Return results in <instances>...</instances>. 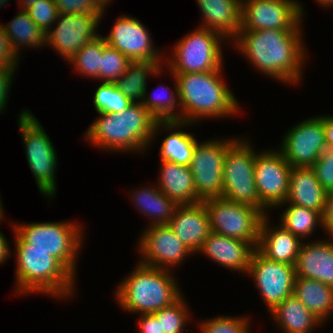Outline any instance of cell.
<instances>
[{
	"instance_id": "cell-28",
	"label": "cell",
	"mask_w": 333,
	"mask_h": 333,
	"mask_svg": "<svg viewBox=\"0 0 333 333\" xmlns=\"http://www.w3.org/2000/svg\"><path fill=\"white\" fill-rule=\"evenodd\" d=\"M131 201L140 213L148 217V226L166 225L171 220L177 204L168 198L157 185H144L131 189Z\"/></svg>"
},
{
	"instance_id": "cell-15",
	"label": "cell",
	"mask_w": 333,
	"mask_h": 333,
	"mask_svg": "<svg viewBox=\"0 0 333 333\" xmlns=\"http://www.w3.org/2000/svg\"><path fill=\"white\" fill-rule=\"evenodd\" d=\"M137 239L139 263L150 267L172 270L194 253L178 239L166 225L146 226Z\"/></svg>"
},
{
	"instance_id": "cell-37",
	"label": "cell",
	"mask_w": 333,
	"mask_h": 333,
	"mask_svg": "<svg viewBox=\"0 0 333 333\" xmlns=\"http://www.w3.org/2000/svg\"><path fill=\"white\" fill-rule=\"evenodd\" d=\"M248 316L219 315L206 320H199L197 327L200 333H250L251 320Z\"/></svg>"
},
{
	"instance_id": "cell-14",
	"label": "cell",
	"mask_w": 333,
	"mask_h": 333,
	"mask_svg": "<svg viewBox=\"0 0 333 333\" xmlns=\"http://www.w3.org/2000/svg\"><path fill=\"white\" fill-rule=\"evenodd\" d=\"M102 17L104 15L59 13L55 25L46 34V46L68 63L85 44L101 35L97 29Z\"/></svg>"
},
{
	"instance_id": "cell-6",
	"label": "cell",
	"mask_w": 333,
	"mask_h": 333,
	"mask_svg": "<svg viewBox=\"0 0 333 333\" xmlns=\"http://www.w3.org/2000/svg\"><path fill=\"white\" fill-rule=\"evenodd\" d=\"M20 223L15 221L10 223L15 249L47 251L76 277L78 257L86 240L84 233L86 229L80 222L62 220Z\"/></svg>"
},
{
	"instance_id": "cell-44",
	"label": "cell",
	"mask_w": 333,
	"mask_h": 333,
	"mask_svg": "<svg viewBox=\"0 0 333 333\" xmlns=\"http://www.w3.org/2000/svg\"><path fill=\"white\" fill-rule=\"evenodd\" d=\"M138 321L137 327L140 333H164L161 319H157L153 314L139 315Z\"/></svg>"
},
{
	"instance_id": "cell-25",
	"label": "cell",
	"mask_w": 333,
	"mask_h": 333,
	"mask_svg": "<svg viewBox=\"0 0 333 333\" xmlns=\"http://www.w3.org/2000/svg\"><path fill=\"white\" fill-rule=\"evenodd\" d=\"M157 187L177 205L194 204L202 200L197 196L189 166L160 161Z\"/></svg>"
},
{
	"instance_id": "cell-12",
	"label": "cell",
	"mask_w": 333,
	"mask_h": 333,
	"mask_svg": "<svg viewBox=\"0 0 333 333\" xmlns=\"http://www.w3.org/2000/svg\"><path fill=\"white\" fill-rule=\"evenodd\" d=\"M299 0H241V30H303Z\"/></svg>"
},
{
	"instance_id": "cell-17",
	"label": "cell",
	"mask_w": 333,
	"mask_h": 333,
	"mask_svg": "<svg viewBox=\"0 0 333 333\" xmlns=\"http://www.w3.org/2000/svg\"><path fill=\"white\" fill-rule=\"evenodd\" d=\"M291 169L278 149H262L256 153L255 183L260 201L268 210L273 211L286 201Z\"/></svg>"
},
{
	"instance_id": "cell-18",
	"label": "cell",
	"mask_w": 333,
	"mask_h": 333,
	"mask_svg": "<svg viewBox=\"0 0 333 333\" xmlns=\"http://www.w3.org/2000/svg\"><path fill=\"white\" fill-rule=\"evenodd\" d=\"M149 31L139 19L124 14L117 17L108 34L103 37L107 44L127 56L132 62L164 63L165 52L154 44Z\"/></svg>"
},
{
	"instance_id": "cell-43",
	"label": "cell",
	"mask_w": 333,
	"mask_h": 333,
	"mask_svg": "<svg viewBox=\"0 0 333 333\" xmlns=\"http://www.w3.org/2000/svg\"><path fill=\"white\" fill-rule=\"evenodd\" d=\"M17 68H7L0 70V115L5 113L9 101V92H11L13 80L15 81V72Z\"/></svg>"
},
{
	"instance_id": "cell-31",
	"label": "cell",
	"mask_w": 333,
	"mask_h": 333,
	"mask_svg": "<svg viewBox=\"0 0 333 333\" xmlns=\"http://www.w3.org/2000/svg\"><path fill=\"white\" fill-rule=\"evenodd\" d=\"M8 35L10 46L15 54L21 59V49L27 47L29 50L46 46V35L31 19L26 10L18 9L16 16L6 25L1 23Z\"/></svg>"
},
{
	"instance_id": "cell-33",
	"label": "cell",
	"mask_w": 333,
	"mask_h": 333,
	"mask_svg": "<svg viewBox=\"0 0 333 333\" xmlns=\"http://www.w3.org/2000/svg\"><path fill=\"white\" fill-rule=\"evenodd\" d=\"M282 207H284V211H281L279 215L280 223L278 224L299 237L302 241L313 238L312 235L316 232L318 226L323 229L322 215L318 211L292 203H283L276 207L275 210Z\"/></svg>"
},
{
	"instance_id": "cell-10",
	"label": "cell",
	"mask_w": 333,
	"mask_h": 333,
	"mask_svg": "<svg viewBox=\"0 0 333 333\" xmlns=\"http://www.w3.org/2000/svg\"><path fill=\"white\" fill-rule=\"evenodd\" d=\"M242 136L230 139L219 138L197 141L189 168L194 179L197 196L203 201L212 197H222L223 168L227 151Z\"/></svg>"
},
{
	"instance_id": "cell-46",
	"label": "cell",
	"mask_w": 333,
	"mask_h": 333,
	"mask_svg": "<svg viewBox=\"0 0 333 333\" xmlns=\"http://www.w3.org/2000/svg\"><path fill=\"white\" fill-rule=\"evenodd\" d=\"M322 121L325 129L327 147L333 149V115H322Z\"/></svg>"
},
{
	"instance_id": "cell-40",
	"label": "cell",
	"mask_w": 333,
	"mask_h": 333,
	"mask_svg": "<svg viewBox=\"0 0 333 333\" xmlns=\"http://www.w3.org/2000/svg\"><path fill=\"white\" fill-rule=\"evenodd\" d=\"M26 11L45 35L52 28L59 14L54 0H38Z\"/></svg>"
},
{
	"instance_id": "cell-2",
	"label": "cell",
	"mask_w": 333,
	"mask_h": 333,
	"mask_svg": "<svg viewBox=\"0 0 333 333\" xmlns=\"http://www.w3.org/2000/svg\"><path fill=\"white\" fill-rule=\"evenodd\" d=\"M98 116L83 135L89 145L99 147L109 154H144L151 149L154 127L158 120L142 103H132L117 113L101 112Z\"/></svg>"
},
{
	"instance_id": "cell-13",
	"label": "cell",
	"mask_w": 333,
	"mask_h": 333,
	"mask_svg": "<svg viewBox=\"0 0 333 333\" xmlns=\"http://www.w3.org/2000/svg\"><path fill=\"white\" fill-rule=\"evenodd\" d=\"M246 276L253 278L262 302L271 312L287 297L293 295L295 266L271 261L257 249L253 252Z\"/></svg>"
},
{
	"instance_id": "cell-35",
	"label": "cell",
	"mask_w": 333,
	"mask_h": 333,
	"mask_svg": "<svg viewBox=\"0 0 333 333\" xmlns=\"http://www.w3.org/2000/svg\"><path fill=\"white\" fill-rule=\"evenodd\" d=\"M191 306L187 304L184 294L169 307L154 312L157 319H161L162 332L184 333L186 325L191 319Z\"/></svg>"
},
{
	"instance_id": "cell-23",
	"label": "cell",
	"mask_w": 333,
	"mask_h": 333,
	"mask_svg": "<svg viewBox=\"0 0 333 333\" xmlns=\"http://www.w3.org/2000/svg\"><path fill=\"white\" fill-rule=\"evenodd\" d=\"M269 219L270 215H265L261 220L256 249L271 261L295 266L303 241L280 224L274 226Z\"/></svg>"
},
{
	"instance_id": "cell-29",
	"label": "cell",
	"mask_w": 333,
	"mask_h": 333,
	"mask_svg": "<svg viewBox=\"0 0 333 333\" xmlns=\"http://www.w3.org/2000/svg\"><path fill=\"white\" fill-rule=\"evenodd\" d=\"M295 295L324 324L333 313V287L320 281L296 277Z\"/></svg>"
},
{
	"instance_id": "cell-27",
	"label": "cell",
	"mask_w": 333,
	"mask_h": 333,
	"mask_svg": "<svg viewBox=\"0 0 333 333\" xmlns=\"http://www.w3.org/2000/svg\"><path fill=\"white\" fill-rule=\"evenodd\" d=\"M282 333H312L317 327H324L307 307L295 296L291 295L269 312Z\"/></svg>"
},
{
	"instance_id": "cell-38",
	"label": "cell",
	"mask_w": 333,
	"mask_h": 333,
	"mask_svg": "<svg viewBox=\"0 0 333 333\" xmlns=\"http://www.w3.org/2000/svg\"><path fill=\"white\" fill-rule=\"evenodd\" d=\"M131 62L127 56L106 43L102 49L98 81L114 83L124 74Z\"/></svg>"
},
{
	"instance_id": "cell-39",
	"label": "cell",
	"mask_w": 333,
	"mask_h": 333,
	"mask_svg": "<svg viewBox=\"0 0 333 333\" xmlns=\"http://www.w3.org/2000/svg\"><path fill=\"white\" fill-rule=\"evenodd\" d=\"M59 13L104 15L113 0H54Z\"/></svg>"
},
{
	"instance_id": "cell-1",
	"label": "cell",
	"mask_w": 333,
	"mask_h": 333,
	"mask_svg": "<svg viewBox=\"0 0 333 333\" xmlns=\"http://www.w3.org/2000/svg\"><path fill=\"white\" fill-rule=\"evenodd\" d=\"M303 30H240L231 42L246 61L283 84L298 86L304 76L308 55ZM307 49V50H306Z\"/></svg>"
},
{
	"instance_id": "cell-45",
	"label": "cell",
	"mask_w": 333,
	"mask_h": 333,
	"mask_svg": "<svg viewBox=\"0 0 333 333\" xmlns=\"http://www.w3.org/2000/svg\"><path fill=\"white\" fill-rule=\"evenodd\" d=\"M322 227L328 237H333V191H329L326 196L322 213Z\"/></svg>"
},
{
	"instance_id": "cell-42",
	"label": "cell",
	"mask_w": 333,
	"mask_h": 333,
	"mask_svg": "<svg viewBox=\"0 0 333 333\" xmlns=\"http://www.w3.org/2000/svg\"><path fill=\"white\" fill-rule=\"evenodd\" d=\"M21 60L12 50L8 35L0 23V70L18 68Z\"/></svg>"
},
{
	"instance_id": "cell-21",
	"label": "cell",
	"mask_w": 333,
	"mask_h": 333,
	"mask_svg": "<svg viewBox=\"0 0 333 333\" xmlns=\"http://www.w3.org/2000/svg\"><path fill=\"white\" fill-rule=\"evenodd\" d=\"M300 245L295 263L296 277H303L320 281L333 287V237Z\"/></svg>"
},
{
	"instance_id": "cell-5",
	"label": "cell",
	"mask_w": 333,
	"mask_h": 333,
	"mask_svg": "<svg viewBox=\"0 0 333 333\" xmlns=\"http://www.w3.org/2000/svg\"><path fill=\"white\" fill-rule=\"evenodd\" d=\"M15 295L37 294L62 300L76 295V278L57 258L40 249H14ZM17 293V294H16Z\"/></svg>"
},
{
	"instance_id": "cell-19",
	"label": "cell",
	"mask_w": 333,
	"mask_h": 333,
	"mask_svg": "<svg viewBox=\"0 0 333 333\" xmlns=\"http://www.w3.org/2000/svg\"><path fill=\"white\" fill-rule=\"evenodd\" d=\"M257 245L258 241H243L210 232L197 254L205 255L231 272L245 275Z\"/></svg>"
},
{
	"instance_id": "cell-47",
	"label": "cell",
	"mask_w": 333,
	"mask_h": 333,
	"mask_svg": "<svg viewBox=\"0 0 333 333\" xmlns=\"http://www.w3.org/2000/svg\"><path fill=\"white\" fill-rule=\"evenodd\" d=\"M8 239L6 236L0 231V265L5 264L9 260V256L13 255V251L10 248Z\"/></svg>"
},
{
	"instance_id": "cell-11",
	"label": "cell",
	"mask_w": 333,
	"mask_h": 333,
	"mask_svg": "<svg viewBox=\"0 0 333 333\" xmlns=\"http://www.w3.org/2000/svg\"><path fill=\"white\" fill-rule=\"evenodd\" d=\"M203 202L211 232L243 241L259 240L260 224L265 216L259 209L223 197H212Z\"/></svg>"
},
{
	"instance_id": "cell-7",
	"label": "cell",
	"mask_w": 333,
	"mask_h": 333,
	"mask_svg": "<svg viewBox=\"0 0 333 333\" xmlns=\"http://www.w3.org/2000/svg\"><path fill=\"white\" fill-rule=\"evenodd\" d=\"M20 111L18 129L22 137L27 164L35 179L40 194L49 200L57 195V152L43 125L31 110ZM51 198V199H50Z\"/></svg>"
},
{
	"instance_id": "cell-4",
	"label": "cell",
	"mask_w": 333,
	"mask_h": 333,
	"mask_svg": "<svg viewBox=\"0 0 333 333\" xmlns=\"http://www.w3.org/2000/svg\"><path fill=\"white\" fill-rule=\"evenodd\" d=\"M135 265L114 289V299L126 313L153 314L184 294L173 270L146 266L138 261Z\"/></svg>"
},
{
	"instance_id": "cell-32",
	"label": "cell",
	"mask_w": 333,
	"mask_h": 333,
	"mask_svg": "<svg viewBox=\"0 0 333 333\" xmlns=\"http://www.w3.org/2000/svg\"><path fill=\"white\" fill-rule=\"evenodd\" d=\"M174 83V91L168 85H159L158 88L151 94L148 93V87L145 90L142 100L143 106L158 120V121H180L181 122V106L178 93V84L175 75L169 72ZM179 109V111H178ZM178 112H177V111Z\"/></svg>"
},
{
	"instance_id": "cell-22",
	"label": "cell",
	"mask_w": 333,
	"mask_h": 333,
	"mask_svg": "<svg viewBox=\"0 0 333 333\" xmlns=\"http://www.w3.org/2000/svg\"><path fill=\"white\" fill-rule=\"evenodd\" d=\"M196 124L180 121H158L154 127L153 138L151 141V147L158 133L163 131L167 134L160 144V161L174 162L180 165L189 166L192 159L194 148L197 144L195 135L182 128L189 130V127H194Z\"/></svg>"
},
{
	"instance_id": "cell-36",
	"label": "cell",
	"mask_w": 333,
	"mask_h": 333,
	"mask_svg": "<svg viewBox=\"0 0 333 333\" xmlns=\"http://www.w3.org/2000/svg\"><path fill=\"white\" fill-rule=\"evenodd\" d=\"M93 95V106L97 113L121 112L132 104L114 83L101 82Z\"/></svg>"
},
{
	"instance_id": "cell-51",
	"label": "cell",
	"mask_w": 333,
	"mask_h": 333,
	"mask_svg": "<svg viewBox=\"0 0 333 333\" xmlns=\"http://www.w3.org/2000/svg\"><path fill=\"white\" fill-rule=\"evenodd\" d=\"M10 0H0V9L7 4V2Z\"/></svg>"
},
{
	"instance_id": "cell-41",
	"label": "cell",
	"mask_w": 333,
	"mask_h": 333,
	"mask_svg": "<svg viewBox=\"0 0 333 333\" xmlns=\"http://www.w3.org/2000/svg\"><path fill=\"white\" fill-rule=\"evenodd\" d=\"M312 169L327 192L333 191V149L326 147L315 161Z\"/></svg>"
},
{
	"instance_id": "cell-26",
	"label": "cell",
	"mask_w": 333,
	"mask_h": 333,
	"mask_svg": "<svg viewBox=\"0 0 333 333\" xmlns=\"http://www.w3.org/2000/svg\"><path fill=\"white\" fill-rule=\"evenodd\" d=\"M327 193L312 167H292L288 196L284 203L309 208L322 215Z\"/></svg>"
},
{
	"instance_id": "cell-24",
	"label": "cell",
	"mask_w": 333,
	"mask_h": 333,
	"mask_svg": "<svg viewBox=\"0 0 333 333\" xmlns=\"http://www.w3.org/2000/svg\"><path fill=\"white\" fill-rule=\"evenodd\" d=\"M201 12L202 24L221 34L229 44L241 30V0H196Z\"/></svg>"
},
{
	"instance_id": "cell-16",
	"label": "cell",
	"mask_w": 333,
	"mask_h": 333,
	"mask_svg": "<svg viewBox=\"0 0 333 333\" xmlns=\"http://www.w3.org/2000/svg\"><path fill=\"white\" fill-rule=\"evenodd\" d=\"M277 148L291 167H312L327 147L322 115L290 127Z\"/></svg>"
},
{
	"instance_id": "cell-48",
	"label": "cell",
	"mask_w": 333,
	"mask_h": 333,
	"mask_svg": "<svg viewBox=\"0 0 333 333\" xmlns=\"http://www.w3.org/2000/svg\"><path fill=\"white\" fill-rule=\"evenodd\" d=\"M38 0H17V4L19 6L18 9L26 10L30 6H32L34 3H36Z\"/></svg>"
},
{
	"instance_id": "cell-3",
	"label": "cell",
	"mask_w": 333,
	"mask_h": 333,
	"mask_svg": "<svg viewBox=\"0 0 333 333\" xmlns=\"http://www.w3.org/2000/svg\"><path fill=\"white\" fill-rule=\"evenodd\" d=\"M223 70L173 73L178 84L181 122L198 124L202 118H232L241 113L237 97L222 78Z\"/></svg>"
},
{
	"instance_id": "cell-49",
	"label": "cell",
	"mask_w": 333,
	"mask_h": 333,
	"mask_svg": "<svg viewBox=\"0 0 333 333\" xmlns=\"http://www.w3.org/2000/svg\"><path fill=\"white\" fill-rule=\"evenodd\" d=\"M315 2L319 4V6H321L322 8H333V0H315Z\"/></svg>"
},
{
	"instance_id": "cell-20",
	"label": "cell",
	"mask_w": 333,
	"mask_h": 333,
	"mask_svg": "<svg viewBox=\"0 0 333 333\" xmlns=\"http://www.w3.org/2000/svg\"><path fill=\"white\" fill-rule=\"evenodd\" d=\"M168 225L194 255L211 232L209 215L203 201L177 205Z\"/></svg>"
},
{
	"instance_id": "cell-50",
	"label": "cell",
	"mask_w": 333,
	"mask_h": 333,
	"mask_svg": "<svg viewBox=\"0 0 333 333\" xmlns=\"http://www.w3.org/2000/svg\"><path fill=\"white\" fill-rule=\"evenodd\" d=\"M1 196V195H0ZM4 208H3V203H2V198L0 197V225L2 224V220H4Z\"/></svg>"
},
{
	"instance_id": "cell-9",
	"label": "cell",
	"mask_w": 333,
	"mask_h": 333,
	"mask_svg": "<svg viewBox=\"0 0 333 333\" xmlns=\"http://www.w3.org/2000/svg\"><path fill=\"white\" fill-rule=\"evenodd\" d=\"M251 139L240 138L226 153L223 168L222 197L237 203H245L259 209L264 215L269 210L262 204L255 183L254 164L258 150Z\"/></svg>"
},
{
	"instance_id": "cell-34",
	"label": "cell",
	"mask_w": 333,
	"mask_h": 333,
	"mask_svg": "<svg viewBox=\"0 0 333 333\" xmlns=\"http://www.w3.org/2000/svg\"><path fill=\"white\" fill-rule=\"evenodd\" d=\"M106 44L103 35L85 44L81 50L68 61L75 68V73L82 77L98 80L102 49Z\"/></svg>"
},
{
	"instance_id": "cell-8",
	"label": "cell",
	"mask_w": 333,
	"mask_h": 333,
	"mask_svg": "<svg viewBox=\"0 0 333 333\" xmlns=\"http://www.w3.org/2000/svg\"><path fill=\"white\" fill-rule=\"evenodd\" d=\"M229 41L221 34L207 28L197 27L175 42L169 52L165 51V71L171 73L212 72L224 67L223 46ZM225 43V44H224ZM223 45V46H222Z\"/></svg>"
},
{
	"instance_id": "cell-30",
	"label": "cell",
	"mask_w": 333,
	"mask_h": 333,
	"mask_svg": "<svg viewBox=\"0 0 333 333\" xmlns=\"http://www.w3.org/2000/svg\"><path fill=\"white\" fill-rule=\"evenodd\" d=\"M163 66H165L164 63L150 61L131 62L124 74L114 84L132 103H141L148 87L147 79L163 74L165 72Z\"/></svg>"
}]
</instances>
